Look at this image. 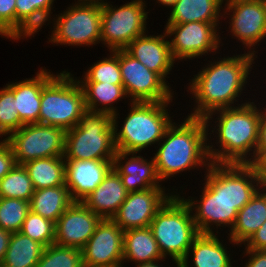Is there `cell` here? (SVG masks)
<instances>
[{"mask_svg": "<svg viewBox=\"0 0 266 267\" xmlns=\"http://www.w3.org/2000/svg\"><path fill=\"white\" fill-rule=\"evenodd\" d=\"M154 1H156L155 3L158 5L161 4V5L165 6L166 8L168 7L167 8V10H168V9H171L178 0H154Z\"/></svg>", "mask_w": 266, "mask_h": 267, "instance_id": "48", "label": "cell"}, {"mask_svg": "<svg viewBox=\"0 0 266 267\" xmlns=\"http://www.w3.org/2000/svg\"><path fill=\"white\" fill-rule=\"evenodd\" d=\"M36 267H84L82 250L51 244L44 247Z\"/></svg>", "mask_w": 266, "mask_h": 267, "instance_id": "36", "label": "cell"}, {"mask_svg": "<svg viewBox=\"0 0 266 267\" xmlns=\"http://www.w3.org/2000/svg\"><path fill=\"white\" fill-rule=\"evenodd\" d=\"M44 246L21 232L11 234L10 242L0 267H36Z\"/></svg>", "mask_w": 266, "mask_h": 267, "instance_id": "31", "label": "cell"}, {"mask_svg": "<svg viewBox=\"0 0 266 267\" xmlns=\"http://www.w3.org/2000/svg\"><path fill=\"white\" fill-rule=\"evenodd\" d=\"M65 132L57 126L25 124L5 140L12 148L16 163L23 165L39 158L64 156Z\"/></svg>", "mask_w": 266, "mask_h": 267, "instance_id": "13", "label": "cell"}, {"mask_svg": "<svg viewBox=\"0 0 266 267\" xmlns=\"http://www.w3.org/2000/svg\"><path fill=\"white\" fill-rule=\"evenodd\" d=\"M128 193L119 174L112 168L82 203L102 219H112Z\"/></svg>", "mask_w": 266, "mask_h": 267, "instance_id": "23", "label": "cell"}, {"mask_svg": "<svg viewBox=\"0 0 266 267\" xmlns=\"http://www.w3.org/2000/svg\"><path fill=\"white\" fill-rule=\"evenodd\" d=\"M220 235L200 233L193 240L179 267H233L232 264L235 265L234 262L237 260L232 261V253H229L231 250L228 251V245L223 244L225 239L222 240L223 237Z\"/></svg>", "mask_w": 266, "mask_h": 267, "instance_id": "21", "label": "cell"}, {"mask_svg": "<svg viewBox=\"0 0 266 267\" xmlns=\"http://www.w3.org/2000/svg\"><path fill=\"white\" fill-rule=\"evenodd\" d=\"M101 220L82 202H73L55 223V244L82 249Z\"/></svg>", "mask_w": 266, "mask_h": 267, "instance_id": "17", "label": "cell"}, {"mask_svg": "<svg viewBox=\"0 0 266 267\" xmlns=\"http://www.w3.org/2000/svg\"><path fill=\"white\" fill-rule=\"evenodd\" d=\"M224 1L225 0H178L170 9L165 25L183 24L194 21L222 23Z\"/></svg>", "mask_w": 266, "mask_h": 267, "instance_id": "25", "label": "cell"}, {"mask_svg": "<svg viewBox=\"0 0 266 267\" xmlns=\"http://www.w3.org/2000/svg\"><path fill=\"white\" fill-rule=\"evenodd\" d=\"M20 232L44 247L55 243V223L31 211L27 213Z\"/></svg>", "mask_w": 266, "mask_h": 267, "instance_id": "38", "label": "cell"}, {"mask_svg": "<svg viewBox=\"0 0 266 267\" xmlns=\"http://www.w3.org/2000/svg\"><path fill=\"white\" fill-rule=\"evenodd\" d=\"M11 146L5 139H0V180L16 165Z\"/></svg>", "mask_w": 266, "mask_h": 267, "instance_id": "41", "label": "cell"}, {"mask_svg": "<svg viewBox=\"0 0 266 267\" xmlns=\"http://www.w3.org/2000/svg\"><path fill=\"white\" fill-rule=\"evenodd\" d=\"M223 55L224 57L220 55V58L212 56L213 59H206L209 63H204L199 72L188 79L190 81L186 91L191 94L194 102L191 103L193 107L188 116L205 118L215 110L246 103L240 97L243 93H248L244 91L249 87V75L259 58L247 52L236 53L231 57Z\"/></svg>", "mask_w": 266, "mask_h": 267, "instance_id": "1", "label": "cell"}, {"mask_svg": "<svg viewBox=\"0 0 266 267\" xmlns=\"http://www.w3.org/2000/svg\"><path fill=\"white\" fill-rule=\"evenodd\" d=\"M244 101L246 103L239 106L215 110L204 118L212 163L252 164L255 161L261 105L254 99L251 102V98Z\"/></svg>", "mask_w": 266, "mask_h": 267, "instance_id": "2", "label": "cell"}, {"mask_svg": "<svg viewBox=\"0 0 266 267\" xmlns=\"http://www.w3.org/2000/svg\"><path fill=\"white\" fill-rule=\"evenodd\" d=\"M107 267H125L124 264H120V265H117V266H107Z\"/></svg>", "mask_w": 266, "mask_h": 267, "instance_id": "50", "label": "cell"}, {"mask_svg": "<svg viewBox=\"0 0 266 267\" xmlns=\"http://www.w3.org/2000/svg\"><path fill=\"white\" fill-rule=\"evenodd\" d=\"M34 193V187L24 165L16 164L0 180V197L16 198L29 201Z\"/></svg>", "mask_w": 266, "mask_h": 267, "instance_id": "34", "label": "cell"}, {"mask_svg": "<svg viewBox=\"0 0 266 267\" xmlns=\"http://www.w3.org/2000/svg\"><path fill=\"white\" fill-rule=\"evenodd\" d=\"M166 262V258L165 259H160L157 261H151V262H144V263H139L136 264L134 267H166L168 266L167 264L163 266V264ZM163 262V264H161ZM168 267H172V265L168 266ZM179 267V266H176Z\"/></svg>", "mask_w": 266, "mask_h": 267, "instance_id": "47", "label": "cell"}, {"mask_svg": "<svg viewBox=\"0 0 266 267\" xmlns=\"http://www.w3.org/2000/svg\"><path fill=\"white\" fill-rule=\"evenodd\" d=\"M266 221V183L237 213L234 226L227 233V240L235 246H243Z\"/></svg>", "mask_w": 266, "mask_h": 267, "instance_id": "24", "label": "cell"}, {"mask_svg": "<svg viewBox=\"0 0 266 267\" xmlns=\"http://www.w3.org/2000/svg\"><path fill=\"white\" fill-rule=\"evenodd\" d=\"M183 122H172L157 144L154 161L162 183L184 171L208 170L207 126L204 118L186 116ZM164 181V182H163Z\"/></svg>", "mask_w": 266, "mask_h": 267, "instance_id": "3", "label": "cell"}, {"mask_svg": "<svg viewBox=\"0 0 266 267\" xmlns=\"http://www.w3.org/2000/svg\"><path fill=\"white\" fill-rule=\"evenodd\" d=\"M243 252V258L245 257V265L240 267H266V250H240ZM244 254V255H243ZM248 259H247V258Z\"/></svg>", "mask_w": 266, "mask_h": 267, "instance_id": "42", "label": "cell"}, {"mask_svg": "<svg viewBox=\"0 0 266 267\" xmlns=\"http://www.w3.org/2000/svg\"><path fill=\"white\" fill-rule=\"evenodd\" d=\"M34 190L65 185V160L63 156L39 158L23 164Z\"/></svg>", "mask_w": 266, "mask_h": 267, "instance_id": "30", "label": "cell"}, {"mask_svg": "<svg viewBox=\"0 0 266 267\" xmlns=\"http://www.w3.org/2000/svg\"><path fill=\"white\" fill-rule=\"evenodd\" d=\"M266 105L261 106V119L259 123L256 158L266 149Z\"/></svg>", "mask_w": 266, "mask_h": 267, "instance_id": "44", "label": "cell"}, {"mask_svg": "<svg viewBox=\"0 0 266 267\" xmlns=\"http://www.w3.org/2000/svg\"><path fill=\"white\" fill-rule=\"evenodd\" d=\"M16 27V0H0V36L6 38Z\"/></svg>", "mask_w": 266, "mask_h": 267, "instance_id": "39", "label": "cell"}, {"mask_svg": "<svg viewBox=\"0 0 266 267\" xmlns=\"http://www.w3.org/2000/svg\"><path fill=\"white\" fill-rule=\"evenodd\" d=\"M264 184L252 164H228V198L238 211Z\"/></svg>", "mask_w": 266, "mask_h": 267, "instance_id": "26", "label": "cell"}, {"mask_svg": "<svg viewBox=\"0 0 266 267\" xmlns=\"http://www.w3.org/2000/svg\"><path fill=\"white\" fill-rule=\"evenodd\" d=\"M146 32L133 40L125 50L149 70L157 73L166 83L172 74L174 60L166 32L152 35ZM167 78V79H166Z\"/></svg>", "mask_w": 266, "mask_h": 267, "instance_id": "18", "label": "cell"}, {"mask_svg": "<svg viewBox=\"0 0 266 267\" xmlns=\"http://www.w3.org/2000/svg\"><path fill=\"white\" fill-rule=\"evenodd\" d=\"M109 54L87 68L77 81L123 85L119 66V50L109 51Z\"/></svg>", "mask_w": 266, "mask_h": 267, "instance_id": "32", "label": "cell"}, {"mask_svg": "<svg viewBox=\"0 0 266 267\" xmlns=\"http://www.w3.org/2000/svg\"><path fill=\"white\" fill-rule=\"evenodd\" d=\"M11 234H12L11 232L0 228V264L4 260L10 242Z\"/></svg>", "mask_w": 266, "mask_h": 267, "instance_id": "46", "label": "cell"}, {"mask_svg": "<svg viewBox=\"0 0 266 267\" xmlns=\"http://www.w3.org/2000/svg\"><path fill=\"white\" fill-rule=\"evenodd\" d=\"M242 247L249 250H266V221Z\"/></svg>", "mask_w": 266, "mask_h": 267, "instance_id": "43", "label": "cell"}, {"mask_svg": "<svg viewBox=\"0 0 266 267\" xmlns=\"http://www.w3.org/2000/svg\"><path fill=\"white\" fill-rule=\"evenodd\" d=\"M56 0H16V26L35 9L51 8Z\"/></svg>", "mask_w": 266, "mask_h": 267, "instance_id": "40", "label": "cell"}, {"mask_svg": "<svg viewBox=\"0 0 266 267\" xmlns=\"http://www.w3.org/2000/svg\"><path fill=\"white\" fill-rule=\"evenodd\" d=\"M65 160V186L74 202H82L112 169L113 160Z\"/></svg>", "mask_w": 266, "mask_h": 267, "instance_id": "19", "label": "cell"}, {"mask_svg": "<svg viewBox=\"0 0 266 267\" xmlns=\"http://www.w3.org/2000/svg\"><path fill=\"white\" fill-rule=\"evenodd\" d=\"M181 193L183 191L179 190L178 194H173L150 223L162 256L168 260L171 258L174 267L183 261L193 240L200 234Z\"/></svg>", "mask_w": 266, "mask_h": 267, "instance_id": "6", "label": "cell"}, {"mask_svg": "<svg viewBox=\"0 0 266 267\" xmlns=\"http://www.w3.org/2000/svg\"><path fill=\"white\" fill-rule=\"evenodd\" d=\"M141 155L116 151L113 158L112 168L119 174L128 192L163 186L156 172L154 158L146 159Z\"/></svg>", "mask_w": 266, "mask_h": 267, "instance_id": "20", "label": "cell"}, {"mask_svg": "<svg viewBox=\"0 0 266 267\" xmlns=\"http://www.w3.org/2000/svg\"><path fill=\"white\" fill-rule=\"evenodd\" d=\"M223 18H229L225 23L231 39L242 43L243 52L258 56L257 48L266 40V0H225Z\"/></svg>", "mask_w": 266, "mask_h": 267, "instance_id": "12", "label": "cell"}, {"mask_svg": "<svg viewBox=\"0 0 266 267\" xmlns=\"http://www.w3.org/2000/svg\"><path fill=\"white\" fill-rule=\"evenodd\" d=\"M104 1H106V0H74V2H85V3H99V4H101V3H103Z\"/></svg>", "mask_w": 266, "mask_h": 267, "instance_id": "49", "label": "cell"}, {"mask_svg": "<svg viewBox=\"0 0 266 267\" xmlns=\"http://www.w3.org/2000/svg\"><path fill=\"white\" fill-rule=\"evenodd\" d=\"M257 174L266 183V149L252 163Z\"/></svg>", "mask_w": 266, "mask_h": 267, "instance_id": "45", "label": "cell"}, {"mask_svg": "<svg viewBox=\"0 0 266 267\" xmlns=\"http://www.w3.org/2000/svg\"><path fill=\"white\" fill-rule=\"evenodd\" d=\"M55 30L51 40L55 46L91 47L101 43V4L75 2L63 13L55 14ZM86 45V46H84Z\"/></svg>", "mask_w": 266, "mask_h": 267, "instance_id": "10", "label": "cell"}, {"mask_svg": "<svg viewBox=\"0 0 266 267\" xmlns=\"http://www.w3.org/2000/svg\"><path fill=\"white\" fill-rule=\"evenodd\" d=\"M165 259L150 227L124 231L123 264L136 265L144 262Z\"/></svg>", "mask_w": 266, "mask_h": 267, "instance_id": "27", "label": "cell"}, {"mask_svg": "<svg viewBox=\"0 0 266 267\" xmlns=\"http://www.w3.org/2000/svg\"><path fill=\"white\" fill-rule=\"evenodd\" d=\"M115 153L110 114L86 110L79 123L65 132L64 159L113 160Z\"/></svg>", "mask_w": 266, "mask_h": 267, "instance_id": "7", "label": "cell"}, {"mask_svg": "<svg viewBox=\"0 0 266 267\" xmlns=\"http://www.w3.org/2000/svg\"><path fill=\"white\" fill-rule=\"evenodd\" d=\"M124 231L112 219H102L82 250L84 267L123 264Z\"/></svg>", "mask_w": 266, "mask_h": 267, "instance_id": "16", "label": "cell"}, {"mask_svg": "<svg viewBox=\"0 0 266 267\" xmlns=\"http://www.w3.org/2000/svg\"><path fill=\"white\" fill-rule=\"evenodd\" d=\"M29 211V201L0 197V228L20 232Z\"/></svg>", "mask_w": 266, "mask_h": 267, "instance_id": "37", "label": "cell"}, {"mask_svg": "<svg viewBox=\"0 0 266 267\" xmlns=\"http://www.w3.org/2000/svg\"><path fill=\"white\" fill-rule=\"evenodd\" d=\"M59 72L42 88L39 124L61 127L66 131L79 123L86 107L78 77L66 69Z\"/></svg>", "mask_w": 266, "mask_h": 267, "instance_id": "8", "label": "cell"}, {"mask_svg": "<svg viewBox=\"0 0 266 267\" xmlns=\"http://www.w3.org/2000/svg\"><path fill=\"white\" fill-rule=\"evenodd\" d=\"M127 102L130 109L122 126L119 127V113L112 116L116 151L143 153L142 150L152 145L156 148L167 127L175 121L172 119L175 115L171 116L169 110L170 103L175 102Z\"/></svg>", "mask_w": 266, "mask_h": 267, "instance_id": "4", "label": "cell"}, {"mask_svg": "<svg viewBox=\"0 0 266 267\" xmlns=\"http://www.w3.org/2000/svg\"><path fill=\"white\" fill-rule=\"evenodd\" d=\"M65 185L34 190L30 199V211L56 223L73 203Z\"/></svg>", "mask_w": 266, "mask_h": 267, "instance_id": "29", "label": "cell"}, {"mask_svg": "<svg viewBox=\"0 0 266 267\" xmlns=\"http://www.w3.org/2000/svg\"><path fill=\"white\" fill-rule=\"evenodd\" d=\"M221 23L189 22L164 25L169 39L171 54L175 61L200 59L212 53L220 54L222 42L219 27ZM221 46V47H220ZM215 53V54H214ZM207 54V55H206Z\"/></svg>", "mask_w": 266, "mask_h": 267, "instance_id": "11", "label": "cell"}, {"mask_svg": "<svg viewBox=\"0 0 266 267\" xmlns=\"http://www.w3.org/2000/svg\"><path fill=\"white\" fill-rule=\"evenodd\" d=\"M119 66L123 87L130 102H163L176 99V91L174 93L171 84L166 83L125 49L119 50Z\"/></svg>", "mask_w": 266, "mask_h": 267, "instance_id": "14", "label": "cell"}, {"mask_svg": "<svg viewBox=\"0 0 266 267\" xmlns=\"http://www.w3.org/2000/svg\"><path fill=\"white\" fill-rule=\"evenodd\" d=\"M54 8L55 7L33 10L29 15L25 16L18 22L17 26L6 37V39H10V41L13 40L16 42L21 39H31L32 36L35 37V34H38L37 32H39L43 28V26L46 25V23H48L47 25H49V23H52L53 27L51 28V26H49V29H51V34L48 38L49 42L55 30L56 17H54L55 15H53V11H55ZM51 14L53 16H51Z\"/></svg>", "mask_w": 266, "mask_h": 267, "instance_id": "33", "label": "cell"}, {"mask_svg": "<svg viewBox=\"0 0 266 267\" xmlns=\"http://www.w3.org/2000/svg\"><path fill=\"white\" fill-rule=\"evenodd\" d=\"M24 124L19 118L14 99V82L0 88V137L6 139ZM5 136V137H4Z\"/></svg>", "mask_w": 266, "mask_h": 267, "instance_id": "35", "label": "cell"}, {"mask_svg": "<svg viewBox=\"0 0 266 267\" xmlns=\"http://www.w3.org/2000/svg\"><path fill=\"white\" fill-rule=\"evenodd\" d=\"M204 172L200 199L196 196L181 197L189 205L199 233L221 234V227H228L225 232L228 233L238 213L228 198V164L211 163Z\"/></svg>", "mask_w": 266, "mask_h": 267, "instance_id": "5", "label": "cell"}, {"mask_svg": "<svg viewBox=\"0 0 266 267\" xmlns=\"http://www.w3.org/2000/svg\"><path fill=\"white\" fill-rule=\"evenodd\" d=\"M83 92L86 110L114 115L119 112L114 106L128 98L123 85L99 82H79Z\"/></svg>", "mask_w": 266, "mask_h": 267, "instance_id": "28", "label": "cell"}, {"mask_svg": "<svg viewBox=\"0 0 266 267\" xmlns=\"http://www.w3.org/2000/svg\"><path fill=\"white\" fill-rule=\"evenodd\" d=\"M48 70L44 66L34 77L14 81L15 106L24 125L39 124L42 88L55 75Z\"/></svg>", "mask_w": 266, "mask_h": 267, "instance_id": "22", "label": "cell"}, {"mask_svg": "<svg viewBox=\"0 0 266 267\" xmlns=\"http://www.w3.org/2000/svg\"><path fill=\"white\" fill-rule=\"evenodd\" d=\"M112 3L107 0L101 3V45L104 44L108 52L125 49L146 33L149 19L145 0H131L121 6Z\"/></svg>", "mask_w": 266, "mask_h": 267, "instance_id": "9", "label": "cell"}, {"mask_svg": "<svg viewBox=\"0 0 266 267\" xmlns=\"http://www.w3.org/2000/svg\"><path fill=\"white\" fill-rule=\"evenodd\" d=\"M172 188L170 190L165 186L151 187L146 190L129 192L112 220L123 231L150 227L157 211L173 194L179 193L177 188Z\"/></svg>", "mask_w": 266, "mask_h": 267, "instance_id": "15", "label": "cell"}]
</instances>
